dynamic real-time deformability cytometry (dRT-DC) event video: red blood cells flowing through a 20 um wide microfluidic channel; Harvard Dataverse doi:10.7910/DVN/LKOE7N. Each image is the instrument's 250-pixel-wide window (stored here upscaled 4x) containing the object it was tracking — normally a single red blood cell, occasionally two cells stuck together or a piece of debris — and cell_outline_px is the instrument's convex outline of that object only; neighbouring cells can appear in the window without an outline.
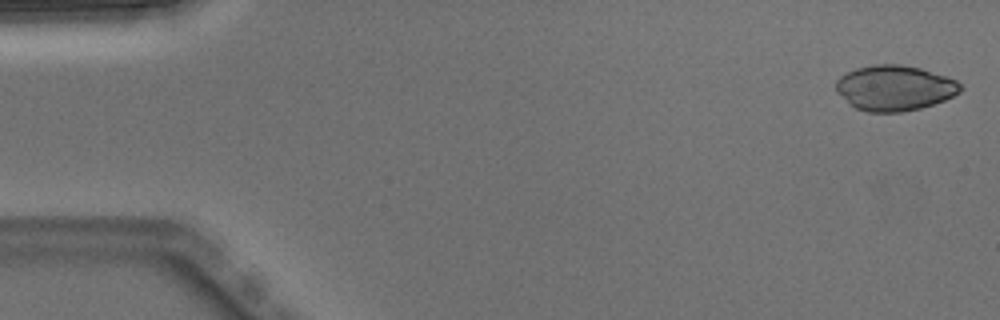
{"species": "Egyptian fruit bat (a non-hibernating species)", "species_latin": "Rousettus aegyptiacus", "temperature_condition": "warm", "stored_images_in_passage": 6, "camera_frame_rate_fps": 3000, "um_per_image_px": 0.085, "animal": {"sex": "male"}, "frame": {"image": 1, "passage_image": 1, "time_ms": 0.0, "image_size_px": [1000, 320], "cell_outline_px": [[964, 88], [960, 92], [944, 100], [920, 108], [904, 112], [868, 112], [856, 108], [848, 104], [836, 92], [836, 80], [840, 76], [856, 68], [872, 64], [900, 64], [920, 68], [948, 76], [956, 80]], "centroid_in_image_um": [76.03, 7.47], "position_along_channel_um": 9.0, "area_um2": 33.12}}
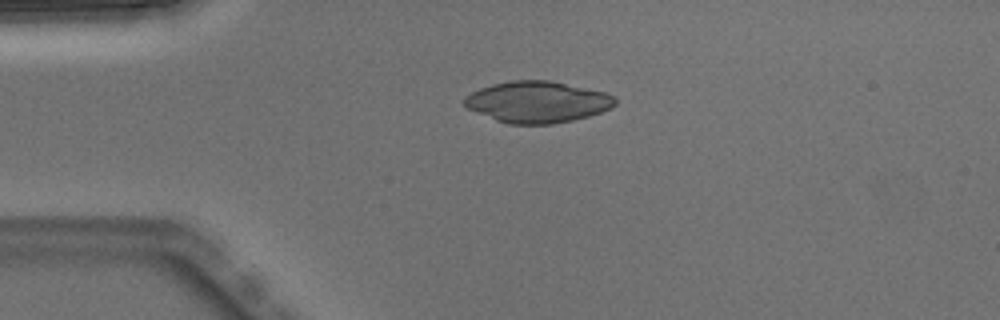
{"frame": {"image": 2, "passage_image": 4, "time_ms": 1.0, "image_size_px": [1000, 320], "cell_outline_px": [[616, 104], [612, 108], [588, 116], [572, 120], [552, 124], [508, 124], [496, 120], [468, 108], [464, 104], [464, 96], [480, 88], [492, 84], [512, 80], [548, 80], [608, 92], [616, 96]], "centroid_in_image_um": [45.71, 8.66], "position_along_channel_um": 39.3, "area_um2": 36.41}}